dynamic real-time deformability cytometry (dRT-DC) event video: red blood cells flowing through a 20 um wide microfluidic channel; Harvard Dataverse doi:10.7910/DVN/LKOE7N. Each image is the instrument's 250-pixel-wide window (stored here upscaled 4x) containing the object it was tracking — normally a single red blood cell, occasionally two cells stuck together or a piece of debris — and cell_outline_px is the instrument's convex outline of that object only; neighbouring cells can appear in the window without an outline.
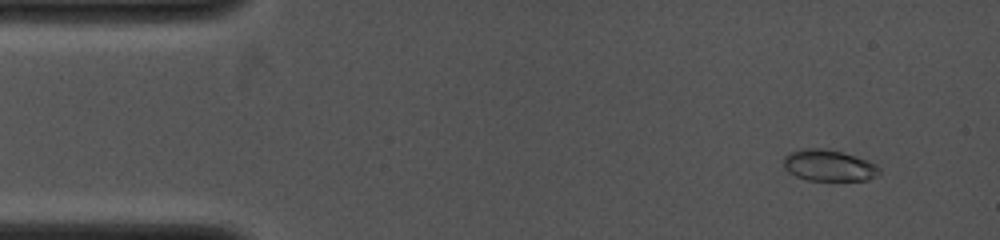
{"species": "common noctule bat (a hibernating species)", "species_latin": "Nyctalus noctula", "temperature_condition": "cold", "stored_images_in_passage": 13, "camera_frame_rate_fps": 4000, "um_per_image_px": 0.085, "animal": {"sex": "female", "body_mass_g": 19.0, "forearm_length_mm": 53.3}, "frame": {"image": 1, "passage_image": 3, "time_ms": 1.0, "image_size_px": [1000, 240], "cell_outline_px": [[880, 172], [876, 176], [868, 180], [808, 180], [796, 176], [788, 172], [784, 168], [784, 156], [800, 148], [820, 148], [840, 152], [868, 160], [876, 164], [880, 168]], "centroid_in_image_um": [70.44, 14.07], "position_along_channel_um": 14.6, "area_um2": 17.4}}
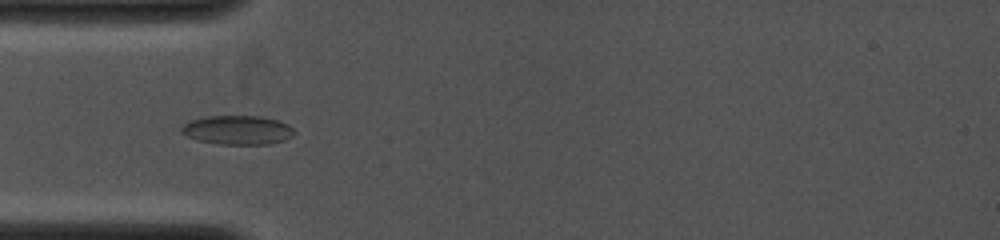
{"frame": {"image": 2, "passage_image": 10, "time_ms": 4.25, "image_size_px": [1000, 240], "cell_outline_px": [[296, 132], [292, 136], [284, 140], [268, 144], [216, 144], [196, 140], [180, 132], [180, 128], [188, 120], [208, 116], [260, 116], [276, 120], [288, 124]], "centroid_in_image_um": [20.16, 11.05], "position_along_channel_um": 64.8, "area_um2": 19.19}}
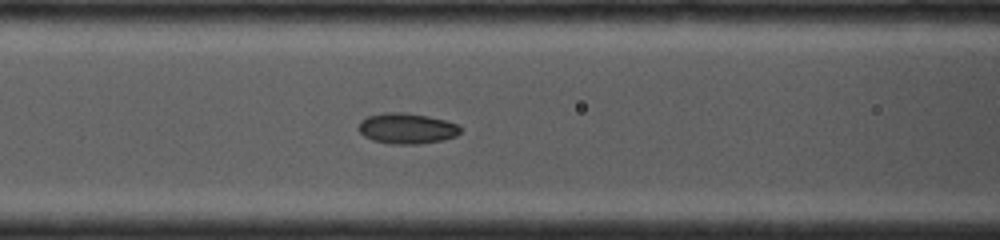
{"frame": {"image": 3, "passage_image": 13, "time_ms": 5.75, "image_size_px": [1000, 240], "cell_outline_px": [[460, 132], [456, 136], [444, 140], [420, 144], [388, 144], [372, 140], [364, 136], [356, 128], [360, 120], [368, 116], [384, 112], [404, 112], [428, 116], [444, 120], [456, 124], [460, 128]], "centroid_in_image_um": [34.53, 10.92], "position_along_channel_um": 132.1, "area_um2": 18.38}}